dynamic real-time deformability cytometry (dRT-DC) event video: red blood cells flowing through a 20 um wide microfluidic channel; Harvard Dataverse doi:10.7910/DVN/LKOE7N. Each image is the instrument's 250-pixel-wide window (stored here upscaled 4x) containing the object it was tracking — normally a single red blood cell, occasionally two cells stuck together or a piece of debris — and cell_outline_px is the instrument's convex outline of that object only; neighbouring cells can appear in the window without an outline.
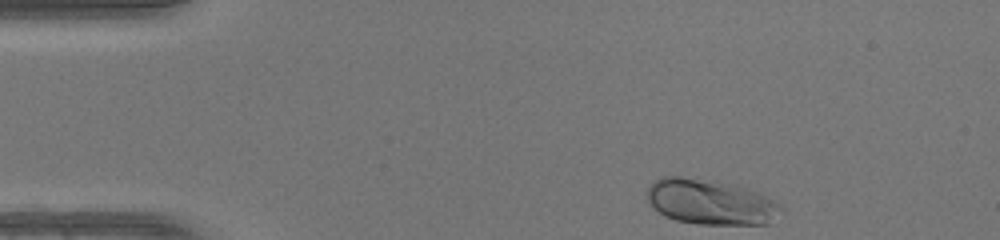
{"species": "human", "species_latin": "Homo sapiens", "temperature_condition": "warm", "stored_images_in_passage": 42, "camera_frame_rate_fps": 3000, "um_per_image_px": 0.085, "donor": {"sex": "female"}, "frame": {"image": 1, "passage_image": 1, "time_ms": 0.0, "image_size_px": [1000, 240], "cell_outline_px": [[780, 208], [768, 224], [700, 224], [676, 220], [664, 216], [652, 208], [648, 200], [648, 188], [660, 176], [680, 176], [760, 192], [780, 204]], "centroid_in_image_um": [60.31, 17.2], "position_along_channel_um": 24.7, "area_um2": 34.28}}
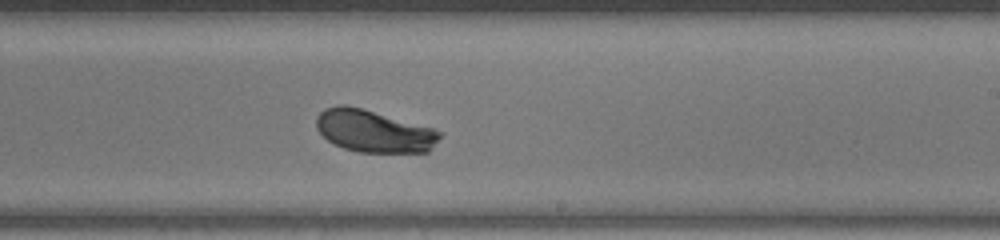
{"frame": {"image": 2, "passage_image": 23, "time_ms": 7.333, "image_size_px": [1000, 240], "cell_outline_px": [[444, 132], [428, 152], [360, 152], [344, 148], [328, 140], [316, 128], [316, 116], [324, 108], [336, 104], [344, 104], [360, 108], [432, 128]], "centroid_in_image_um": [31.75, 11.14], "position_along_channel_um": 257.2, "area_um2": 30.11}}
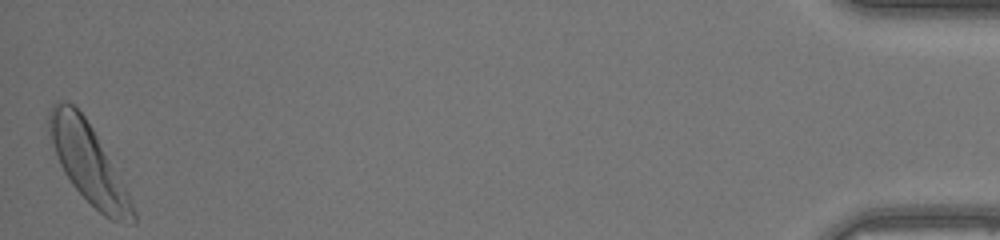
{"frame": {"image": 3, "passage_image": 42, "time_ms": 13.667, "image_size_px": [1000, 240], "cell_outline_px": [[136, 220], [132, 224], [112, 220], [104, 216], [72, 184], [64, 172], [60, 164], [52, 144], [48, 132], [48, 116], [52, 104], [56, 100], [64, 100], [72, 104], [84, 116], [92, 128], [128, 192], [136, 212]], "centroid_in_image_um": [7.49, 13.85], "position_along_channel_um": 427.7, "area_um2": 37.69}, "authors_computed_cell_mechanics": {"area_um2": 31.4143, "velocity_mm_per_s": 4.2246, "shape_relaxation_time_tau1_ms": 1.9584, "shape_relaxation_time_tau2_ms": null, "deformation_change_tau1": 0.1502, "deformation_change_tau2": null}}